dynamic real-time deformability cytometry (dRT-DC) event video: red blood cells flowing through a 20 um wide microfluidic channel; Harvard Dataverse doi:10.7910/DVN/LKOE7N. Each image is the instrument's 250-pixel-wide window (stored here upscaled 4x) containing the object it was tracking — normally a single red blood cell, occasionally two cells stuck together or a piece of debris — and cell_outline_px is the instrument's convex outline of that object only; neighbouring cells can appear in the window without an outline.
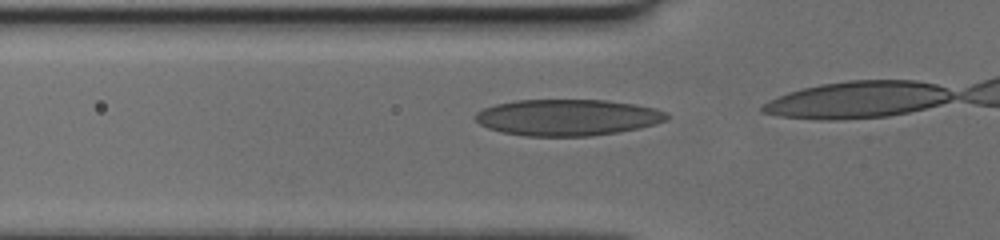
{"species": "human", "species_latin": "Homo sapiens", "temperature_condition": "cold", "stored_images_in_passage": 13, "camera_frame_rate_fps": 3000, "um_per_image_px": 0.085, "donor": {"sex": "female"}, "frame": {"image": 1, "passage_image": 9, "time_ms": 2.667, "image_size_px": [1000, 240], "cell_outline_px": [[668, 116], [664, 120], [656, 124], [640, 128], [592, 136], [524, 136], [504, 132], [488, 128], [480, 124], [476, 120], [476, 112], [484, 108], [496, 104], [516, 100], [604, 100], [632, 104], [656, 108], [668, 112]], "centroid_in_image_um": [48.24, 9.98], "position_along_channel_um": 77.6, "area_um2": 40.4}}
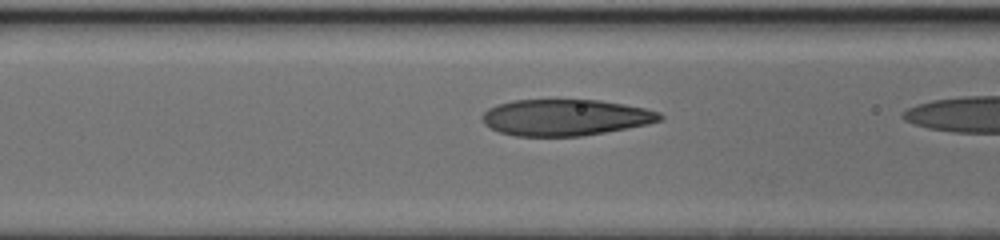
{"frame": {"image": 2, "passage_image": 12, "time_ms": 3.667, "image_size_px": [1000, 240], "cell_outline_px": [[664, 116], [660, 120], [648, 124], [604, 132], [580, 136], [516, 136], [500, 132], [484, 124], [484, 112], [488, 108], [496, 104], [516, 100], [600, 100], [624, 104], [644, 108], [660, 112]], "centroid_in_image_um": [48.06, 9.98], "position_along_channel_um": 118.5, "area_um2": 37.34}}